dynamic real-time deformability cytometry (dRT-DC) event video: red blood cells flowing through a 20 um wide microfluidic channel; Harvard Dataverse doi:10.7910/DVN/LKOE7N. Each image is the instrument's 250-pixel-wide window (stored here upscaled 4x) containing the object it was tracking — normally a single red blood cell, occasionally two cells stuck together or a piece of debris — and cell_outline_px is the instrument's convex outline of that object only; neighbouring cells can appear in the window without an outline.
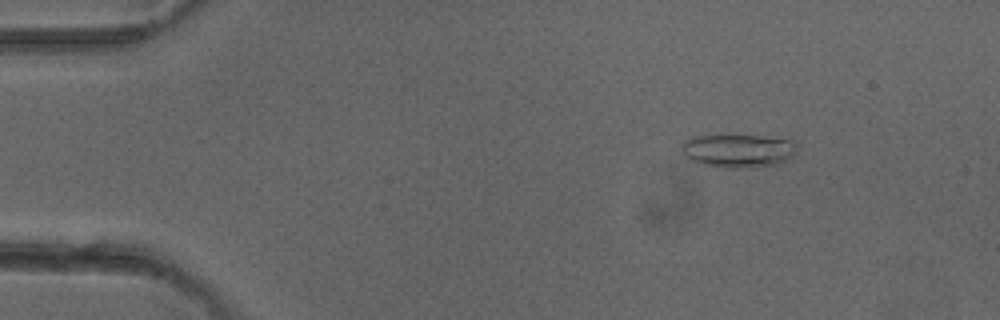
{"species": "common noctule bat (a hibernating species)", "species_latin": "Nyctalus noctula", "temperature_condition": "cold", "stored_images_in_passage": 51, "camera_frame_rate_fps": 3000, "um_per_image_px": 0.085, "animal": {"sex": "female"}, "frame": {"image": 1, "passage_image": 7, "time_ms": 2.0, "image_size_px": [1000, 320], "cell_outline_px": [[796, 152], [788, 160], [780, 164], [736, 168], [720, 168], [696, 164], [688, 160], [680, 144], [696, 136], [760, 136], [792, 140], [796, 144]], "centroid_in_image_um": [62.74, 12.84], "position_along_channel_um": 22.3, "area_um2": 22.43}}
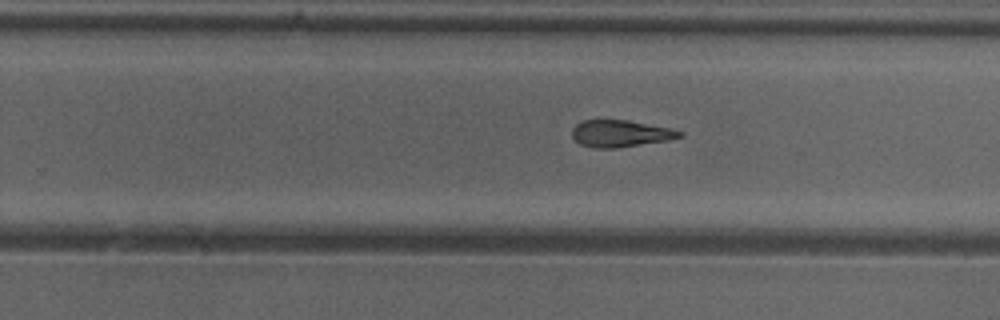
{"frame": {"image": 2, "passage_image": 32, "time_ms": 10.333, "image_size_px": [1000, 320], "cell_outline_px": [[684, 136], [668, 140], [616, 148], [596, 148], [580, 144], [572, 136], [572, 128], [576, 124], [584, 120], [628, 120], [668, 128], [684, 132]], "centroid_in_image_um": [52.73, 11.35], "position_along_channel_um": 277.1, "area_um2": 16.7}}
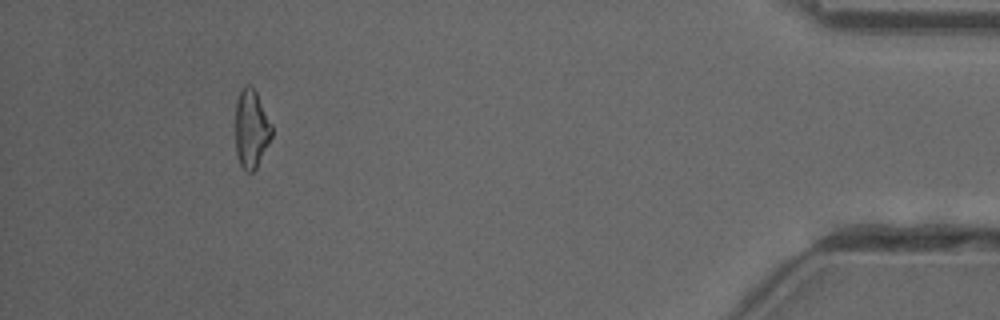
{"frame": {"image": 3, "passage_image": 47, "time_ms": 15.333, "image_size_px": [1000, 320], "cell_outline_px": [[272, 136], [256, 168], [252, 172], [244, 172], [236, 156], [236, 100], [240, 88], [244, 84], [248, 84], [256, 92], [272, 124]], "centroid_in_image_um": [21.35, 10.95], "position_along_channel_um": 413.9, "area_um2": 16.7}, "authors_computed_cell_mechanics": {"area_um2": 17.8602, "velocity_mm_per_s": 4.049, "shape_relaxation_time_tau1_ms": 6.7324, "shape_relaxation_time_tau2_ms": null, "deformation_change_tau1": 0.1628, "deformation_change_tau2": null}}